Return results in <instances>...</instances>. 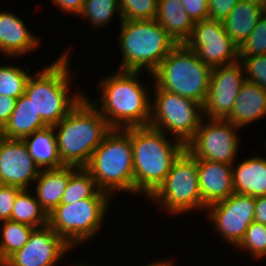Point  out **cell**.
Here are the masks:
<instances>
[{
    "label": "cell",
    "mask_w": 266,
    "mask_h": 266,
    "mask_svg": "<svg viewBox=\"0 0 266 266\" xmlns=\"http://www.w3.org/2000/svg\"><path fill=\"white\" fill-rule=\"evenodd\" d=\"M34 227L5 220L0 222V261L5 262L28 241Z\"/></svg>",
    "instance_id": "27"
},
{
    "label": "cell",
    "mask_w": 266,
    "mask_h": 266,
    "mask_svg": "<svg viewBox=\"0 0 266 266\" xmlns=\"http://www.w3.org/2000/svg\"><path fill=\"white\" fill-rule=\"evenodd\" d=\"M41 169L22 139L5 138L0 145V184L30 189Z\"/></svg>",
    "instance_id": "16"
},
{
    "label": "cell",
    "mask_w": 266,
    "mask_h": 266,
    "mask_svg": "<svg viewBox=\"0 0 266 266\" xmlns=\"http://www.w3.org/2000/svg\"><path fill=\"white\" fill-rule=\"evenodd\" d=\"M98 191L91 174L84 167H78L69 177L61 204H72L93 197Z\"/></svg>",
    "instance_id": "29"
},
{
    "label": "cell",
    "mask_w": 266,
    "mask_h": 266,
    "mask_svg": "<svg viewBox=\"0 0 266 266\" xmlns=\"http://www.w3.org/2000/svg\"><path fill=\"white\" fill-rule=\"evenodd\" d=\"M245 72V80L266 90V55L239 57Z\"/></svg>",
    "instance_id": "34"
},
{
    "label": "cell",
    "mask_w": 266,
    "mask_h": 266,
    "mask_svg": "<svg viewBox=\"0 0 266 266\" xmlns=\"http://www.w3.org/2000/svg\"><path fill=\"white\" fill-rule=\"evenodd\" d=\"M263 118H266V90L256 83L245 81L227 120L243 128Z\"/></svg>",
    "instance_id": "19"
},
{
    "label": "cell",
    "mask_w": 266,
    "mask_h": 266,
    "mask_svg": "<svg viewBox=\"0 0 266 266\" xmlns=\"http://www.w3.org/2000/svg\"><path fill=\"white\" fill-rule=\"evenodd\" d=\"M194 23L209 18L208 0H180Z\"/></svg>",
    "instance_id": "36"
},
{
    "label": "cell",
    "mask_w": 266,
    "mask_h": 266,
    "mask_svg": "<svg viewBox=\"0 0 266 266\" xmlns=\"http://www.w3.org/2000/svg\"><path fill=\"white\" fill-rule=\"evenodd\" d=\"M142 266H173V262L170 261V259L168 260H159V261H155V262H150V263H145V265Z\"/></svg>",
    "instance_id": "41"
},
{
    "label": "cell",
    "mask_w": 266,
    "mask_h": 266,
    "mask_svg": "<svg viewBox=\"0 0 266 266\" xmlns=\"http://www.w3.org/2000/svg\"><path fill=\"white\" fill-rule=\"evenodd\" d=\"M69 54V50H65L54 62L43 66L42 71L37 69L26 84L24 94L47 126L58 124L84 97L83 91L71 90Z\"/></svg>",
    "instance_id": "4"
},
{
    "label": "cell",
    "mask_w": 266,
    "mask_h": 266,
    "mask_svg": "<svg viewBox=\"0 0 266 266\" xmlns=\"http://www.w3.org/2000/svg\"><path fill=\"white\" fill-rule=\"evenodd\" d=\"M72 264H73V265H70V266H90V265H86L85 263H84V264H83V263H82V264H81V263L79 264V263H76V262H75V265H74V263H72ZM91 266H93V265H91ZM94 266H95V265H94Z\"/></svg>",
    "instance_id": "44"
},
{
    "label": "cell",
    "mask_w": 266,
    "mask_h": 266,
    "mask_svg": "<svg viewBox=\"0 0 266 266\" xmlns=\"http://www.w3.org/2000/svg\"><path fill=\"white\" fill-rule=\"evenodd\" d=\"M31 189H22L16 196L10 220L34 228L48 225V214L40 206ZM30 191V192H29Z\"/></svg>",
    "instance_id": "26"
},
{
    "label": "cell",
    "mask_w": 266,
    "mask_h": 266,
    "mask_svg": "<svg viewBox=\"0 0 266 266\" xmlns=\"http://www.w3.org/2000/svg\"><path fill=\"white\" fill-rule=\"evenodd\" d=\"M73 248L49 225L34 228L27 243L6 261V266H57Z\"/></svg>",
    "instance_id": "15"
},
{
    "label": "cell",
    "mask_w": 266,
    "mask_h": 266,
    "mask_svg": "<svg viewBox=\"0 0 266 266\" xmlns=\"http://www.w3.org/2000/svg\"><path fill=\"white\" fill-rule=\"evenodd\" d=\"M239 0H208L209 19L224 21Z\"/></svg>",
    "instance_id": "37"
},
{
    "label": "cell",
    "mask_w": 266,
    "mask_h": 266,
    "mask_svg": "<svg viewBox=\"0 0 266 266\" xmlns=\"http://www.w3.org/2000/svg\"><path fill=\"white\" fill-rule=\"evenodd\" d=\"M184 44L212 68L239 61V47L228 36L222 21L208 18L196 22Z\"/></svg>",
    "instance_id": "13"
},
{
    "label": "cell",
    "mask_w": 266,
    "mask_h": 266,
    "mask_svg": "<svg viewBox=\"0 0 266 266\" xmlns=\"http://www.w3.org/2000/svg\"><path fill=\"white\" fill-rule=\"evenodd\" d=\"M0 266H6V265H5V262L0 261Z\"/></svg>",
    "instance_id": "45"
},
{
    "label": "cell",
    "mask_w": 266,
    "mask_h": 266,
    "mask_svg": "<svg viewBox=\"0 0 266 266\" xmlns=\"http://www.w3.org/2000/svg\"><path fill=\"white\" fill-rule=\"evenodd\" d=\"M17 99L9 96L0 95V126L4 127L9 121Z\"/></svg>",
    "instance_id": "39"
},
{
    "label": "cell",
    "mask_w": 266,
    "mask_h": 266,
    "mask_svg": "<svg viewBox=\"0 0 266 266\" xmlns=\"http://www.w3.org/2000/svg\"><path fill=\"white\" fill-rule=\"evenodd\" d=\"M77 168L64 165L60 168L41 169L34 182L33 192L48 215L61 204L69 177Z\"/></svg>",
    "instance_id": "20"
},
{
    "label": "cell",
    "mask_w": 266,
    "mask_h": 266,
    "mask_svg": "<svg viewBox=\"0 0 266 266\" xmlns=\"http://www.w3.org/2000/svg\"><path fill=\"white\" fill-rule=\"evenodd\" d=\"M46 127L47 125L37 114L31 100L23 94L17 99L9 121L4 126V135L9 139H23Z\"/></svg>",
    "instance_id": "24"
},
{
    "label": "cell",
    "mask_w": 266,
    "mask_h": 266,
    "mask_svg": "<svg viewBox=\"0 0 266 266\" xmlns=\"http://www.w3.org/2000/svg\"><path fill=\"white\" fill-rule=\"evenodd\" d=\"M85 0H52V3L59 8L62 13H67L68 15L80 14Z\"/></svg>",
    "instance_id": "38"
},
{
    "label": "cell",
    "mask_w": 266,
    "mask_h": 266,
    "mask_svg": "<svg viewBox=\"0 0 266 266\" xmlns=\"http://www.w3.org/2000/svg\"><path fill=\"white\" fill-rule=\"evenodd\" d=\"M244 67L240 61L212 69L208 94L203 105L206 119H227L237 95L245 82Z\"/></svg>",
    "instance_id": "14"
},
{
    "label": "cell",
    "mask_w": 266,
    "mask_h": 266,
    "mask_svg": "<svg viewBox=\"0 0 266 266\" xmlns=\"http://www.w3.org/2000/svg\"><path fill=\"white\" fill-rule=\"evenodd\" d=\"M243 1L257 4V5L266 9V0H243Z\"/></svg>",
    "instance_id": "42"
},
{
    "label": "cell",
    "mask_w": 266,
    "mask_h": 266,
    "mask_svg": "<svg viewBox=\"0 0 266 266\" xmlns=\"http://www.w3.org/2000/svg\"><path fill=\"white\" fill-rule=\"evenodd\" d=\"M28 153L40 169L60 168L62 164L57 150V140L53 126L33 132L22 139Z\"/></svg>",
    "instance_id": "25"
},
{
    "label": "cell",
    "mask_w": 266,
    "mask_h": 266,
    "mask_svg": "<svg viewBox=\"0 0 266 266\" xmlns=\"http://www.w3.org/2000/svg\"><path fill=\"white\" fill-rule=\"evenodd\" d=\"M169 137V139H168ZM133 150L134 195L149 199L163 184L185 145L151 126L130 128ZM174 140V141H173Z\"/></svg>",
    "instance_id": "2"
},
{
    "label": "cell",
    "mask_w": 266,
    "mask_h": 266,
    "mask_svg": "<svg viewBox=\"0 0 266 266\" xmlns=\"http://www.w3.org/2000/svg\"><path fill=\"white\" fill-rule=\"evenodd\" d=\"M265 11L257 4L239 0L224 19L225 31L238 47L248 38Z\"/></svg>",
    "instance_id": "23"
},
{
    "label": "cell",
    "mask_w": 266,
    "mask_h": 266,
    "mask_svg": "<svg viewBox=\"0 0 266 266\" xmlns=\"http://www.w3.org/2000/svg\"><path fill=\"white\" fill-rule=\"evenodd\" d=\"M20 67L0 64V95L18 99L24 94L31 70Z\"/></svg>",
    "instance_id": "30"
},
{
    "label": "cell",
    "mask_w": 266,
    "mask_h": 266,
    "mask_svg": "<svg viewBox=\"0 0 266 266\" xmlns=\"http://www.w3.org/2000/svg\"><path fill=\"white\" fill-rule=\"evenodd\" d=\"M118 44L121 65L118 70L141 71L150 75L177 43L155 20H122Z\"/></svg>",
    "instance_id": "5"
},
{
    "label": "cell",
    "mask_w": 266,
    "mask_h": 266,
    "mask_svg": "<svg viewBox=\"0 0 266 266\" xmlns=\"http://www.w3.org/2000/svg\"><path fill=\"white\" fill-rule=\"evenodd\" d=\"M122 20H152L158 0H119Z\"/></svg>",
    "instance_id": "32"
},
{
    "label": "cell",
    "mask_w": 266,
    "mask_h": 266,
    "mask_svg": "<svg viewBox=\"0 0 266 266\" xmlns=\"http://www.w3.org/2000/svg\"><path fill=\"white\" fill-rule=\"evenodd\" d=\"M86 94L53 126L60 160L65 166L85 167L93 151L112 130Z\"/></svg>",
    "instance_id": "3"
},
{
    "label": "cell",
    "mask_w": 266,
    "mask_h": 266,
    "mask_svg": "<svg viewBox=\"0 0 266 266\" xmlns=\"http://www.w3.org/2000/svg\"><path fill=\"white\" fill-rule=\"evenodd\" d=\"M212 69L185 44H177L152 73V77L160 89L193 99L203 106Z\"/></svg>",
    "instance_id": "7"
},
{
    "label": "cell",
    "mask_w": 266,
    "mask_h": 266,
    "mask_svg": "<svg viewBox=\"0 0 266 266\" xmlns=\"http://www.w3.org/2000/svg\"><path fill=\"white\" fill-rule=\"evenodd\" d=\"M256 55H266V11L248 38L239 46V57Z\"/></svg>",
    "instance_id": "33"
},
{
    "label": "cell",
    "mask_w": 266,
    "mask_h": 266,
    "mask_svg": "<svg viewBox=\"0 0 266 266\" xmlns=\"http://www.w3.org/2000/svg\"><path fill=\"white\" fill-rule=\"evenodd\" d=\"M22 189L0 184V222L10 220L14 200Z\"/></svg>",
    "instance_id": "35"
},
{
    "label": "cell",
    "mask_w": 266,
    "mask_h": 266,
    "mask_svg": "<svg viewBox=\"0 0 266 266\" xmlns=\"http://www.w3.org/2000/svg\"><path fill=\"white\" fill-rule=\"evenodd\" d=\"M155 20L177 44L190 38L195 24L180 0H158Z\"/></svg>",
    "instance_id": "22"
},
{
    "label": "cell",
    "mask_w": 266,
    "mask_h": 266,
    "mask_svg": "<svg viewBox=\"0 0 266 266\" xmlns=\"http://www.w3.org/2000/svg\"><path fill=\"white\" fill-rule=\"evenodd\" d=\"M255 221L266 225V195L255 197Z\"/></svg>",
    "instance_id": "40"
},
{
    "label": "cell",
    "mask_w": 266,
    "mask_h": 266,
    "mask_svg": "<svg viewBox=\"0 0 266 266\" xmlns=\"http://www.w3.org/2000/svg\"><path fill=\"white\" fill-rule=\"evenodd\" d=\"M238 129L227 119L203 118L185 148L196 159L233 164L240 146Z\"/></svg>",
    "instance_id": "11"
},
{
    "label": "cell",
    "mask_w": 266,
    "mask_h": 266,
    "mask_svg": "<svg viewBox=\"0 0 266 266\" xmlns=\"http://www.w3.org/2000/svg\"><path fill=\"white\" fill-rule=\"evenodd\" d=\"M99 190L113 197L116 192L134 193L133 150L130 128L112 129L93 151L84 167Z\"/></svg>",
    "instance_id": "6"
},
{
    "label": "cell",
    "mask_w": 266,
    "mask_h": 266,
    "mask_svg": "<svg viewBox=\"0 0 266 266\" xmlns=\"http://www.w3.org/2000/svg\"><path fill=\"white\" fill-rule=\"evenodd\" d=\"M169 215L202 211L197 159L185 148L175 159L163 184L148 199ZM155 202V203H154Z\"/></svg>",
    "instance_id": "9"
},
{
    "label": "cell",
    "mask_w": 266,
    "mask_h": 266,
    "mask_svg": "<svg viewBox=\"0 0 266 266\" xmlns=\"http://www.w3.org/2000/svg\"><path fill=\"white\" fill-rule=\"evenodd\" d=\"M149 126L186 145L195 135L203 117V106L193 99L160 89L153 84Z\"/></svg>",
    "instance_id": "10"
},
{
    "label": "cell",
    "mask_w": 266,
    "mask_h": 266,
    "mask_svg": "<svg viewBox=\"0 0 266 266\" xmlns=\"http://www.w3.org/2000/svg\"><path fill=\"white\" fill-rule=\"evenodd\" d=\"M111 199L109 194L99 190L93 197L59 204L48 215V225L74 249L99 234Z\"/></svg>",
    "instance_id": "8"
},
{
    "label": "cell",
    "mask_w": 266,
    "mask_h": 266,
    "mask_svg": "<svg viewBox=\"0 0 266 266\" xmlns=\"http://www.w3.org/2000/svg\"><path fill=\"white\" fill-rule=\"evenodd\" d=\"M255 197L233 193L228 198L210 204L205 212L212 227L227 244L237 248L247 228L255 221ZM209 211V212H208Z\"/></svg>",
    "instance_id": "12"
},
{
    "label": "cell",
    "mask_w": 266,
    "mask_h": 266,
    "mask_svg": "<svg viewBox=\"0 0 266 266\" xmlns=\"http://www.w3.org/2000/svg\"><path fill=\"white\" fill-rule=\"evenodd\" d=\"M5 139V135H4V127L0 126V145L2 143V141Z\"/></svg>",
    "instance_id": "43"
},
{
    "label": "cell",
    "mask_w": 266,
    "mask_h": 266,
    "mask_svg": "<svg viewBox=\"0 0 266 266\" xmlns=\"http://www.w3.org/2000/svg\"><path fill=\"white\" fill-rule=\"evenodd\" d=\"M236 165V166H235ZM234 193L251 197L266 195V158L255 156L232 164Z\"/></svg>",
    "instance_id": "21"
},
{
    "label": "cell",
    "mask_w": 266,
    "mask_h": 266,
    "mask_svg": "<svg viewBox=\"0 0 266 266\" xmlns=\"http://www.w3.org/2000/svg\"><path fill=\"white\" fill-rule=\"evenodd\" d=\"M237 247L244 253L249 252L252 259L258 260L266 257V225L253 221Z\"/></svg>",
    "instance_id": "31"
},
{
    "label": "cell",
    "mask_w": 266,
    "mask_h": 266,
    "mask_svg": "<svg viewBox=\"0 0 266 266\" xmlns=\"http://www.w3.org/2000/svg\"><path fill=\"white\" fill-rule=\"evenodd\" d=\"M202 211L234 193L232 164L197 159Z\"/></svg>",
    "instance_id": "17"
},
{
    "label": "cell",
    "mask_w": 266,
    "mask_h": 266,
    "mask_svg": "<svg viewBox=\"0 0 266 266\" xmlns=\"http://www.w3.org/2000/svg\"><path fill=\"white\" fill-rule=\"evenodd\" d=\"M141 72L144 73L116 69L114 74L99 80L101 96L91 103L112 129L149 126L152 97L139 81Z\"/></svg>",
    "instance_id": "1"
},
{
    "label": "cell",
    "mask_w": 266,
    "mask_h": 266,
    "mask_svg": "<svg viewBox=\"0 0 266 266\" xmlns=\"http://www.w3.org/2000/svg\"><path fill=\"white\" fill-rule=\"evenodd\" d=\"M118 15L117 19L120 22L122 21L121 10H120V2L119 0H85L83 4V8L78 15L81 19H88L91 27H96L94 29L99 30L105 28L107 24L109 25L114 16ZM110 22V23H109Z\"/></svg>",
    "instance_id": "28"
},
{
    "label": "cell",
    "mask_w": 266,
    "mask_h": 266,
    "mask_svg": "<svg viewBox=\"0 0 266 266\" xmlns=\"http://www.w3.org/2000/svg\"><path fill=\"white\" fill-rule=\"evenodd\" d=\"M27 25L14 13L0 11V54L3 57H22L40 46L41 39L28 30Z\"/></svg>",
    "instance_id": "18"
}]
</instances>
